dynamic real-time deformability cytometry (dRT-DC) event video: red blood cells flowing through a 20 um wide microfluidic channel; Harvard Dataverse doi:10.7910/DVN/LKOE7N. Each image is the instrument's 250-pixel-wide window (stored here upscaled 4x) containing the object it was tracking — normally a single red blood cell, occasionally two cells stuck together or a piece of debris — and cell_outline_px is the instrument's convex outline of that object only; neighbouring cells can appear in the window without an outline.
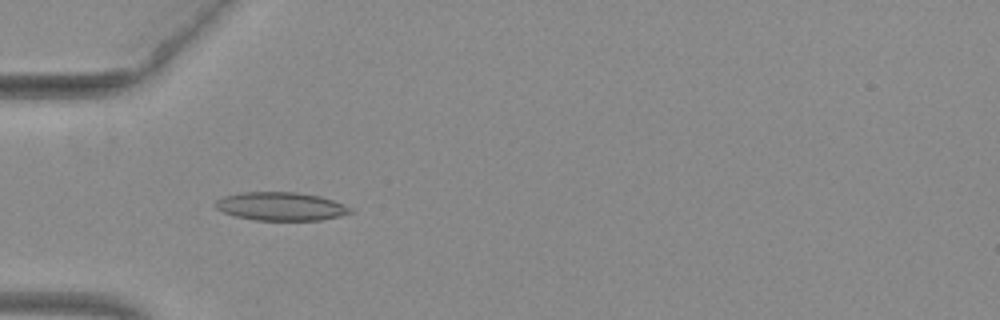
{"species": "common noctule bat (a hibernating species)", "species_latin": "Nyctalus noctula", "temperature_condition": "warm", "stored_images_in_passage": 31, "camera_frame_rate_fps": 3000, "um_per_image_px": 0.085, "animal": {"sex": "female", "body_mass_g": 29.2, "forearm_length_mm": 56.3}, "frame": {"image": 1, "passage_image": 17, "time_ms": 5.333, "image_size_px": [1000, 320], "cell_outline_px": [[352, 212], [340, 216], [320, 220], [256, 220], [236, 216], [224, 212], [216, 208], [212, 204], [216, 200], [224, 196], [240, 192], [296, 192], [320, 196], [344, 204], [352, 208]], "centroid_in_image_um": [23.86, 17.53], "position_along_channel_um": 61.1, "area_um2": 22.31}}
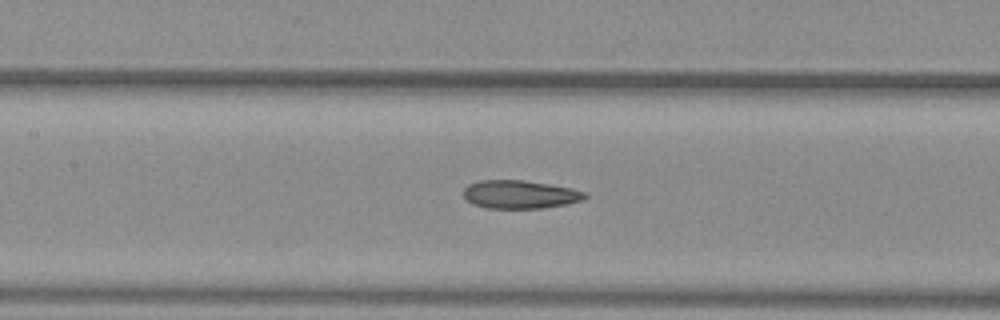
{"frame": {"image": 2, "passage_image": 25, "time_ms": 8.0, "image_size_px": [1000, 320], "cell_outline_px": [[588, 196], [584, 200], [544, 208], [484, 208], [472, 204], [464, 196], [464, 188], [468, 184], [480, 180], [524, 180], [572, 188], [588, 192]], "centroid_in_image_um": [44.21, 16.52], "position_along_channel_um": 163.2, "area_um2": 20.11}}
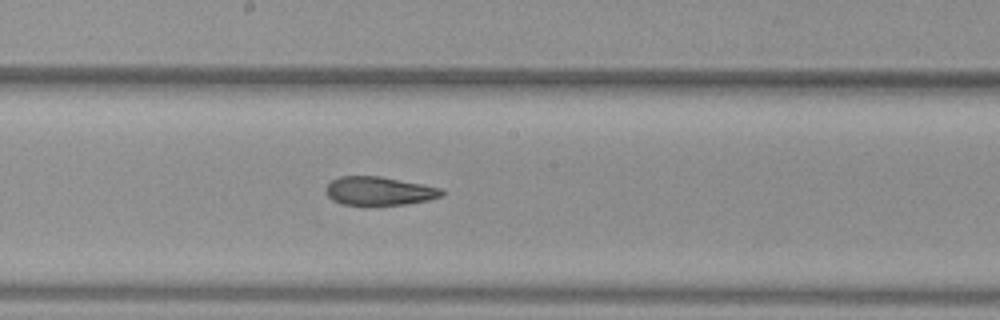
{"frame": {"image": 3, "passage_image": 29, "time_ms": 9.333, "image_size_px": [1000, 320], "cell_outline_px": [[444, 196], [428, 200], [404, 204], [340, 204], [332, 200], [328, 196], [328, 184], [332, 180], [340, 176], [380, 176], [440, 188], [444, 192]], "centroid_in_image_um": [32.24, 16.23], "position_along_channel_um": 216.0, "area_um2": 18.84}}